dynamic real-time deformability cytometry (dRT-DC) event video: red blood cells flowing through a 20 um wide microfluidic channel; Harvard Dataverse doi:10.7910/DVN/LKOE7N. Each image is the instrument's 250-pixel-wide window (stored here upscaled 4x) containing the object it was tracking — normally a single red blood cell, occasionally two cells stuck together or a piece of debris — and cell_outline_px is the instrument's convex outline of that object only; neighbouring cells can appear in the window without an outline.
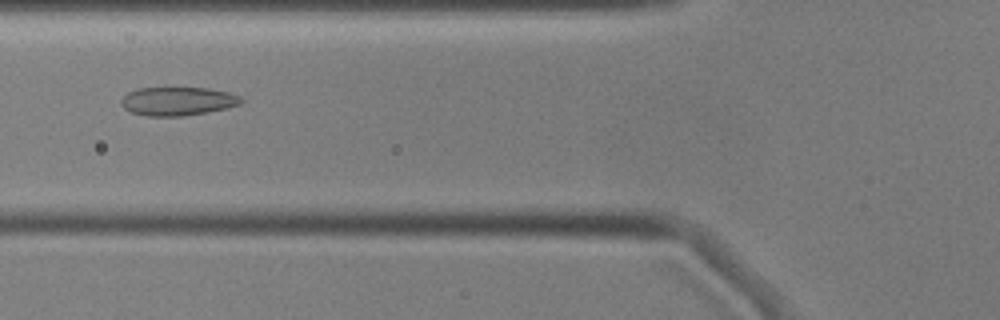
{"species": "common noctule bat (a hibernating species)", "species_latin": "Nyctalus noctula", "temperature_condition": "cold", "stored_images_in_passage": 50, "camera_frame_rate_fps": 3000, "um_per_image_px": 0.085, "animal": {"sex": "male", "body_mass_g": 17.9, "forearm_length_mm": 54.2}, "frame": {"image": 1, "passage_image": 15, "time_ms": 4.667, "image_size_px": [1000, 320], "cell_outline_px": [[244, 100], [240, 104], [208, 112], [180, 116], [148, 116], [132, 112], [124, 108], [120, 104], [120, 100], [128, 92], [136, 88], [208, 88], [228, 92], [240, 96]], "centroid_in_image_um": [15.08, 8.6], "position_along_channel_um": 110.7, "area_um2": 19.88}}
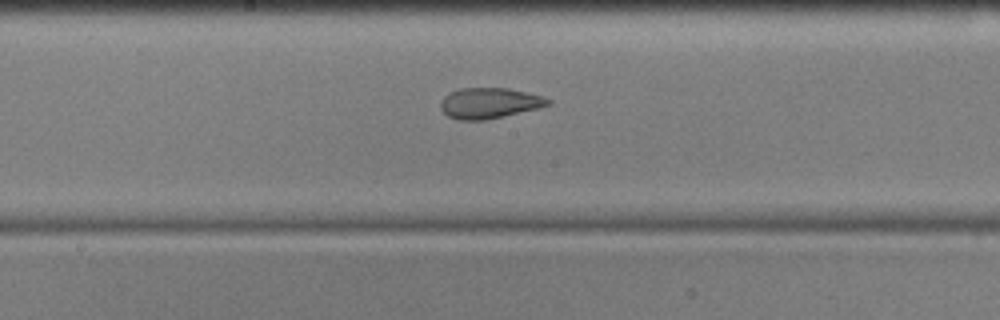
{"frame": {"image": 2, "passage_image": 23, "time_ms": 7.333, "image_size_px": [1000, 320], "cell_outline_px": [[552, 104], [536, 108], [484, 120], [456, 120], [448, 116], [440, 108], [440, 100], [448, 92], [460, 88], [508, 88], [540, 96], [552, 100]], "centroid_in_image_um": [41.52, 8.76], "position_along_channel_um": 206.7, "area_um2": 19.02}}
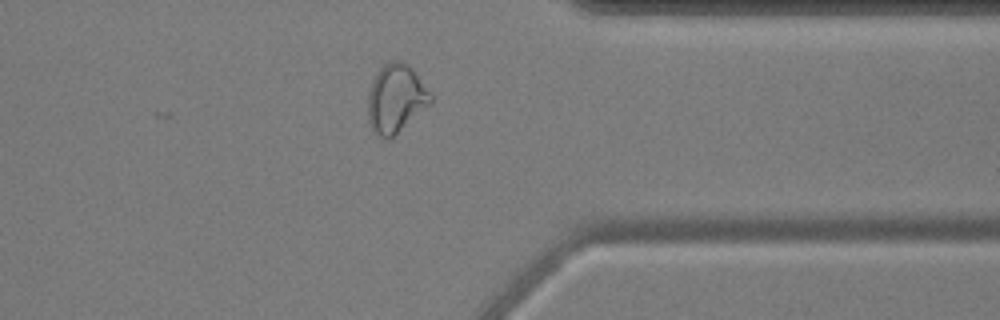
{"frame": {"image": 3, "passage_image": 38, "time_ms": 12.333, "image_size_px": [1000, 320], "cell_outline_px": [[432, 104], [388, 140], [380, 136], [372, 128], [368, 120], [368, 92], [372, 80], [376, 72], [384, 64], [392, 60], [404, 60], [416, 72], [432, 92]], "centroid_in_image_um": [33.68, 8.33], "position_along_channel_um": 377.7, "area_um2": 25.37}, "authors_computed_cell_mechanics": {"area_um2": 22.0507, "velocity_mm_per_s": 3.5847, "shape_relaxation_time_tau1_ms": null, "shape_relaxation_time_tau2_ms": 1.617, "deformation_change_tau1": null, "deformation_change_tau2": 0.0896}}